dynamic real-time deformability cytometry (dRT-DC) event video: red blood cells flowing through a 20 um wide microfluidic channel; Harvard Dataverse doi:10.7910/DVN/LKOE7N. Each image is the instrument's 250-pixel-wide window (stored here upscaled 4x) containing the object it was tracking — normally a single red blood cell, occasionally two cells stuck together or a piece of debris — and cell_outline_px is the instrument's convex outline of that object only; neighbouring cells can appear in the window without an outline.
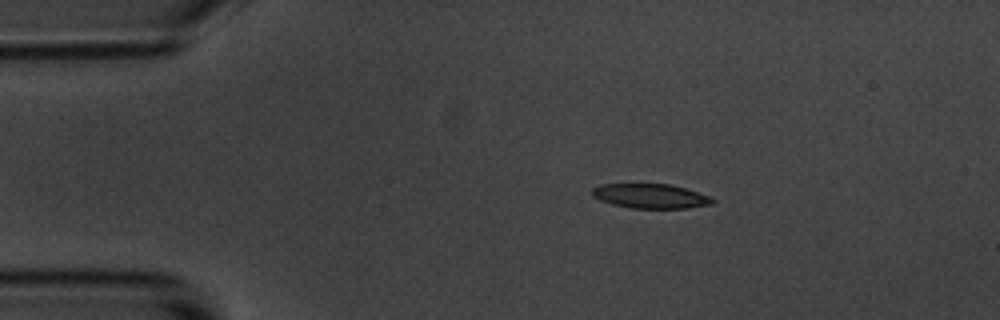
{"species": "common noctule bat (a hibernating species)", "species_latin": "Nyctalus noctula", "temperature_condition": "room temperature", "stored_images_in_passage": 7, "camera_frame_rate_fps": 3000, "um_per_image_px": 0.085, "animal": {"sex": "male", "body_mass_g": 20.1, "forearm_length_mm": 53.5}, "frame": {"image": 1, "passage_image": 1, "time_ms": 0.0, "image_size_px": [1000, 320], "cell_outline_px": [[716, 200], [712, 204], [688, 208], [632, 208], [612, 204], [600, 200], [592, 196], [592, 188], [600, 184], [668, 184], [684, 188], [712, 196]], "centroid_in_image_um": [55.31, 16.67], "position_along_channel_um": 29.7, "area_um2": 17.22}}
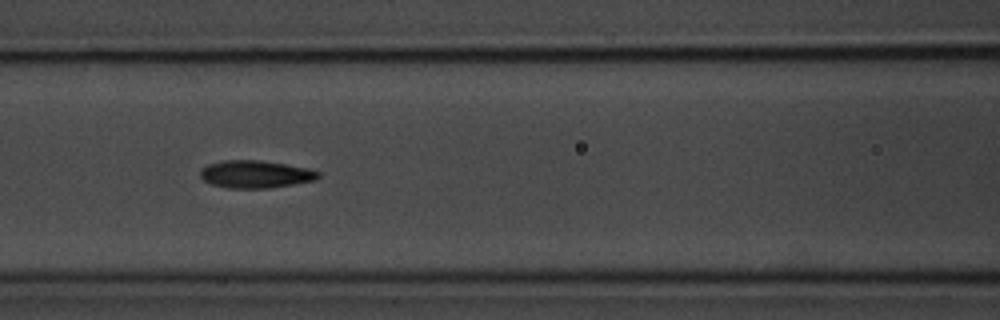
{"frame": {"image": 2, "passage_image": 5, "time_ms": 4.667, "image_size_px": [1000, 320], "cell_outline_px": [[320, 176], [316, 180], [268, 188], [224, 188], [212, 184], [204, 180], [200, 176], [200, 172], [208, 164], [224, 160], [260, 160], [308, 168], [320, 172]], "centroid_in_image_um": [21.72, 14.81], "position_along_channel_um": 144.9, "area_um2": 18.84}}
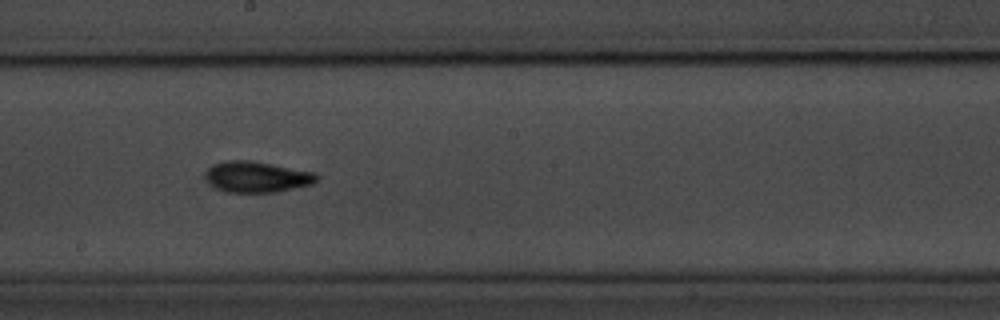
{"frame": {"image": 3, "passage_image": 7, "time_ms": 7.0, "image_size_px": [1000, 320], "cell_outline_px": [[320, 176], [312, 184], [276, 192], [228, 192], [216, 188], [208, 180], [208, 168], [212, 164], [224, 160], [252, 160], [316, 172]], "centroid_in_image_um": [21.88, 15.02], "position_along_channel_um": 226.3, "area_um2": 20.0}}